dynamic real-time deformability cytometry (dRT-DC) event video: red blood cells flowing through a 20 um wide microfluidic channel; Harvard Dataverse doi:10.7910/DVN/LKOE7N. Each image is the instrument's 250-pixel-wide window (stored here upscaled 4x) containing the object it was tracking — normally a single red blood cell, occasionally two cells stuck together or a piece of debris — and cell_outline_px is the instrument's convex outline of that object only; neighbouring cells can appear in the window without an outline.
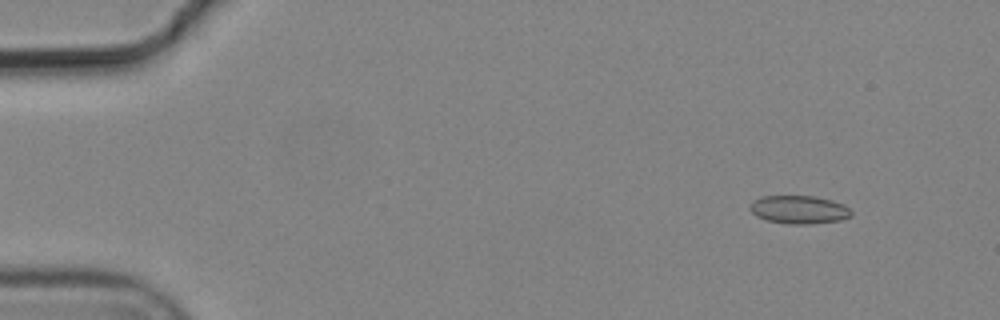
{"species": "common noctule bat (a hibernating species)", "species_latin": "Nyctalus noctula", "temperature_condition": "cold", "stored_images_in_passage": 5, "camera_frame_rate_fps": 3000, "um_per_image_px": 0.085, "animal": {"sex": "male", "body_mass_g": 19.2, "forearm_length_mm": 51.8}, "frame": {"image": 1, "passage_image": 2, "time_ms": 0.333, "image_size_px": [1000, 320], "cell_outline_px": [[852, 216], [840, 220], [808, 224], [788, 224], [768, 220], [756, 216], [748, 208], [752, 200], [764, 196], [816, 196], [832, 200], [844, 204], [852, 212]], "centroid_in_image_um": [67.91, 17.81], "position_along_channel_um": 17.1, "area_um2": 16.7}}
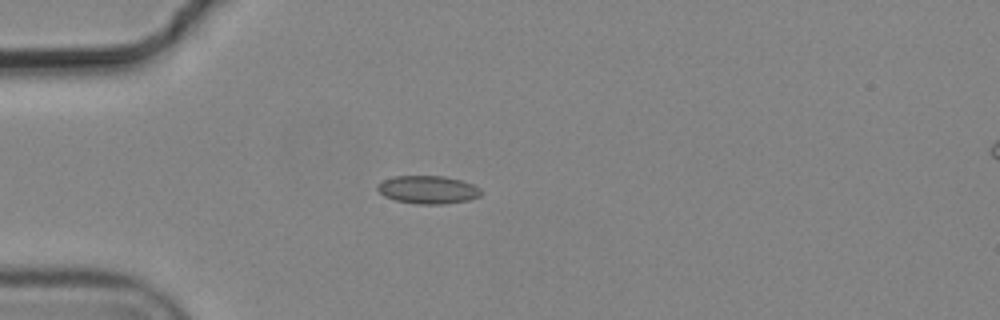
{"frame": {"image": 2, "passage_image": 5, "time_ms": 1.333, "image_size_px": [1000, 320], "cell_outline_px": [[484, 192], [480, 196], [468, 200], [444, 204], [416, 204], [396, 200], [384, 196], [376, 188], [376, 184], [392, 176], [444, 176], [460, 180], [472, 184], [480, 188]], "centroid_in_image_um": [36.38, 16.12], "position_along_channel_um": 48.6, "area_um2": 16.99}}